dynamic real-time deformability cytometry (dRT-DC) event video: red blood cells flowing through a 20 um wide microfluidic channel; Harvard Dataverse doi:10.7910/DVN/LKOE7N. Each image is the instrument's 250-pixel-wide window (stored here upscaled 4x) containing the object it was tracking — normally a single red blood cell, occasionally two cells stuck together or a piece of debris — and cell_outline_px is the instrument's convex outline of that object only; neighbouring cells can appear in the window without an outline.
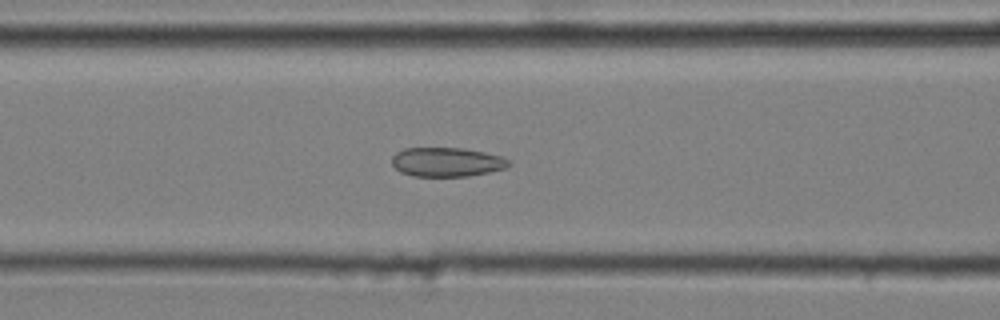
{"species": "common noctule bat (a hibernating species)", "species_latin": "Nyctalus noctula", "temperature_condition": "cold", "stored_images_in_passage": 51, "camera_frame_rate_fps": 3000, "um_per_image_px": 0.085, "animal": {"sex": "male", "body_mass_g": 20.4}, "frame": {"image": 1, "passage_image": 21, "time_ms": 6.667, "image_size_px": [1000, 320], "cell_outline_px": [[512, 164], [504, 168], [488, 172], [468, 176], [412, 176], [400, 172], [392, 164], [392, 156], [396, 152], [404, 148], [460, 148], [484, 152], [500, 156], [512, 160]], "centroid_in_image_um": [37.97, 13.77], "position_along_channel_um": 128.6, "area_um2": 19.88}}
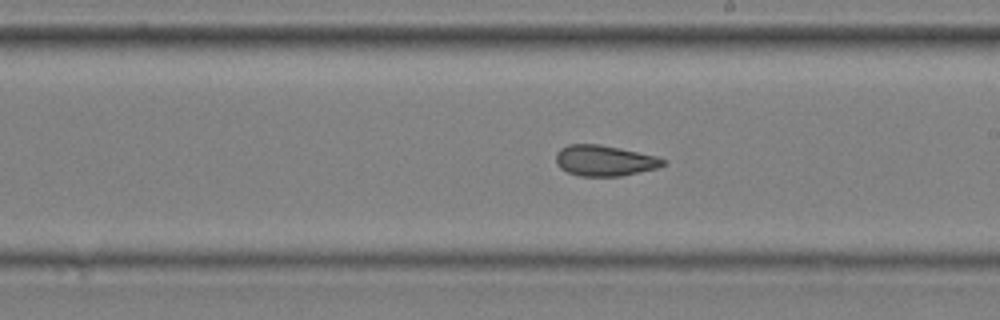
{"frame": {"image": 2, "passage_image": 30, "time_ms": 9.667, "image_size_px": [1000, 320], "cell_outline_px": [[668, 160], [664, 164], [656, 168], [620, 176], [580, 176], [568, 172], [560, 168], [556, 164], [556, 152], [560, 148], [568, 144], [600, 144], [620, 148], [656, 156]], "centroid_in_image_um": [51.35, 13.64], "position_along_channel_um": 237.6, "area_um2": 19.19}}
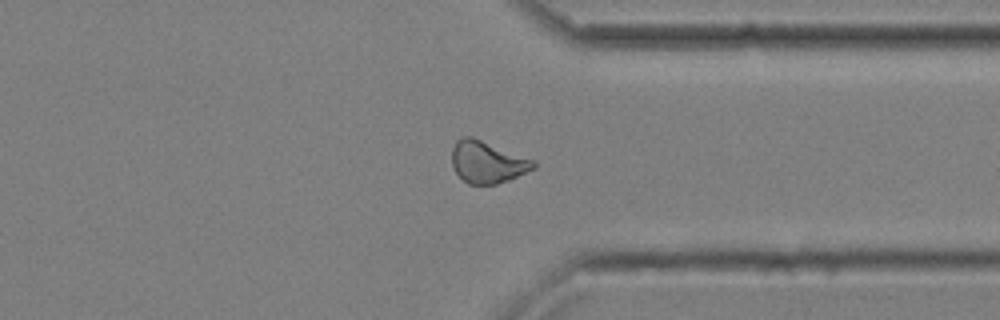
{"frame": {"image": 3, "passage_image": 41, "time_ms": 13.333, "image_size_px": [1000, 320], "cell_outline_px": [[536, 168], [508, 180], [496, 184], [468, 184], [456, 172], [452, 164], [452, 148], [456, 140], [460, 136], [472, 136], [536, 160]], "centroid_in_image_um": [41.44, 13.75], "position_along_channel_um": 370.0, "area_um2": 20.11}, "authors_computed_cell_mechanics": {"area_um2": 20.1144, "velocity_mm_per_s": 3.6461, "shape_relaxation_time_tau1_ms": null, "shape_relaxation_time_tau2_ms": 1.9718, "deformation_change_tau1": null, "deformation_change_tau2": 0.089}}